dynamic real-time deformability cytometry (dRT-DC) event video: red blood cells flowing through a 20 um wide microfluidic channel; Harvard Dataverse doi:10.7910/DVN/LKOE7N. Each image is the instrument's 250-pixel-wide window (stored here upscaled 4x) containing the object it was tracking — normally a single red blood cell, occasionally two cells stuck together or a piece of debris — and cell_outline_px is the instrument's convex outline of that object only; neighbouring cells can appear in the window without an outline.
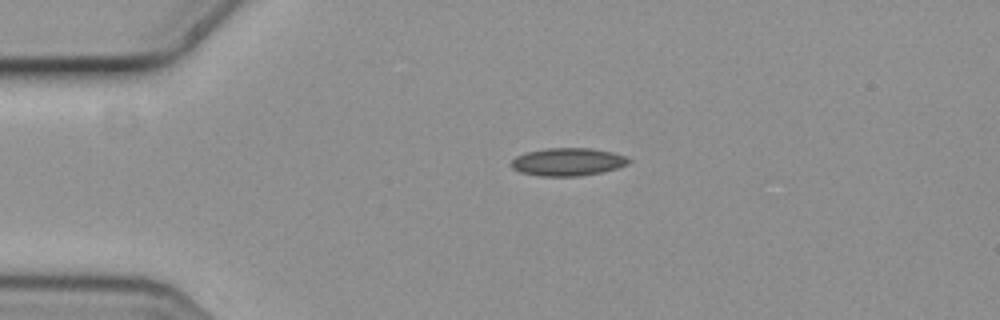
{"species": "common noctule bat (a hibernating species)", "species_latin": "Nyctalus noctula", "temperature_condition": "cold", "stored_images_in_passage": 2, "camera_frame_rate_fps": 3000, "um_per_image_px": 0.085, "animal": {"sex": "female", "body_mass_g": 19.3, "forearm_length_mm": 54.1}, "frame": {"image": 1, "passage_image": 1, "time_ms": 0.0, "image_size_px": [1000, 320], "cell_outline_px": [[632, 160], [628, 164], [616, 168], [600, 172], [576, 176], [540, 176], [520, 172], [512, 168], [512, 160], [516, 156], [524, 152], [544, 148], [592, 148], [612, 152], [628, 156]], "centroid_in_image_um": [48.26, 13.74], "position_along_channel_um": 36.7, "area_um2": 19.13}}